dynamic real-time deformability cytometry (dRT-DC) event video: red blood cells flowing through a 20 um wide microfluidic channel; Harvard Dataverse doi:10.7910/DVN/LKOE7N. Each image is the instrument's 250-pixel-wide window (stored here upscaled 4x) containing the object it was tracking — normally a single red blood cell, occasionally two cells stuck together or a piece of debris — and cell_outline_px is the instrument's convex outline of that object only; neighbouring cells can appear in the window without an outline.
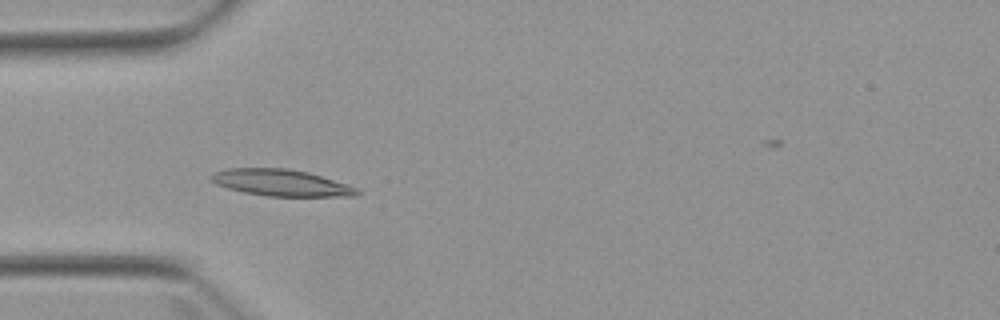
{"species": "Egyptian fruit bat (a non-hibernating species)", "species_latin": "Rousettus aegyptiacus", "temperature_condition": "warm", "stored_images_in_passage": 1, "camera_frame_rate_fps": 3000, "um_per_image_px": 0.085, "animal": {"sex": "female"}, "frame": {"image": 1, "passage_image": 1, "time_ms": 0.0, "image_size_px": [1000, 320], "cell_outline_px": [[360, 192], [356, 196], [268, 196], [244, 192], [228, 188], [216, 184], [208, 180], [208, 176], [216, 172], [228, 168], [288, 168], [308, 172], [348, 184], [356, 188]], "centroid_in_image_um": [23.87, 15.53], "position_along_channel_um": 61.1, "area_um2": 22.6}}